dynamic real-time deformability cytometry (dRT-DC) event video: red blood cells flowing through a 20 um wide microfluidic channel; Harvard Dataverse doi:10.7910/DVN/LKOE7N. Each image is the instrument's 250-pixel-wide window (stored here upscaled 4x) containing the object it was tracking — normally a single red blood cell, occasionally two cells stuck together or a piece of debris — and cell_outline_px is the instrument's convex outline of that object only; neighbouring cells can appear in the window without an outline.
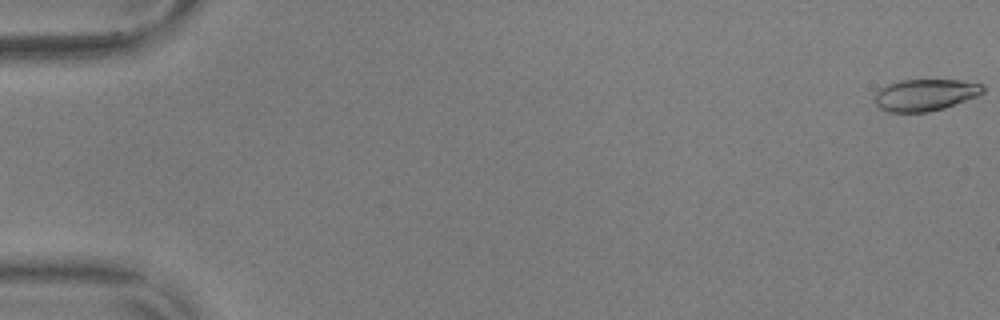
{"species": "common noctule bat (a hibernating species)", "species_latin": "Nyctalus noctula", "temperature_condition": "warm", "stored_images_in_passage": 18, "camera_frame_rate_fps": 3000, "um_per_image_px": 0.085, "animal": {"sex": "male", "body_mass_g": 17.9, "forearm_length_mm": 54.2}, "frame": {"image": 1, "passage_image": 1, "time_ms": 0.0, "image_size_px": [1000, 320], "cell_outline_px": [[984, 92], [976, 96], [944, 108], [928, 112], [888, 112], [880, 108], [876, 104], [876, 92], [880, 88], [888, 84], [900, 80], [960, 80], [984, 84]], "centroid_in_image_um": [78.65, 8.06], "position_along_channel_um": 6.4, "area_um2": 19.94}}
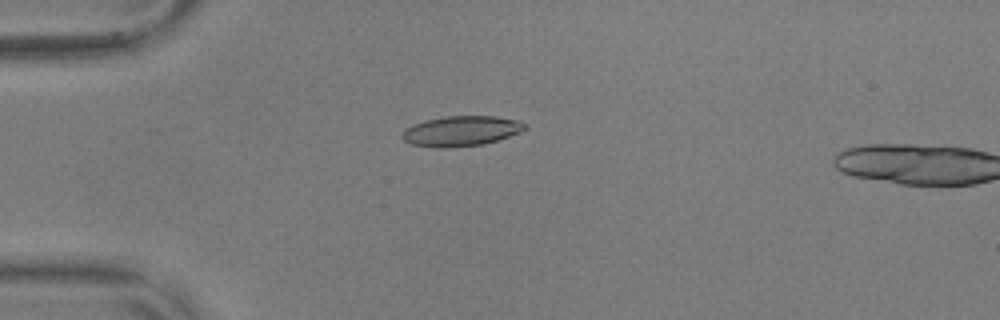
{"frame": {"image": 2, "passage_image": 16, "time_ms": 5.0, "image_size_px": [1000, 320], "cell_outline_px": [[528, 128], [520, 132], [484, 144], [444, 148], [440, 148], [412, 144], [404, 140], [400, 136], [404, 128], [412, 124], [424, 120], [448, 116], [496, 116], [516, 120], [528, 124]], "centroid_in_image_um": [39.18, 11.13], "position_along_channel_um": 45.8, "area_um2": 21.62}}